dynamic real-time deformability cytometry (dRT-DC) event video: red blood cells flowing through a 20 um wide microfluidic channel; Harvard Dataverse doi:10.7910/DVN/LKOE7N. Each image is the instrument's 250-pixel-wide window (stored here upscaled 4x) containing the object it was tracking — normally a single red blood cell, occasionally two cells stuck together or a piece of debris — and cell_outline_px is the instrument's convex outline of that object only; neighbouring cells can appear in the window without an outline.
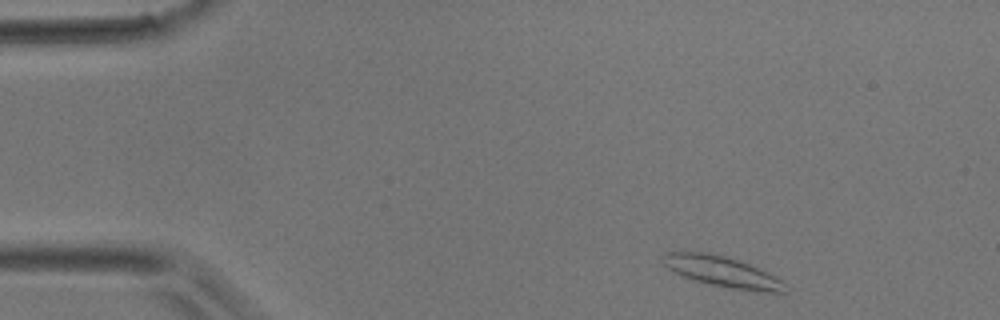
{"species": "common noctule bat (a hibernating species)", "species_latin": "Nyctalus noctula", "temperature_condition": "room temperature", "stored_images_in_passage": 3, "camera_frame_rate_fps": 3000, "um_per_image_px": 0.085, "animal": {"sex": "male", "body_mass_g": 17.9}, "frame": {"image": 1, "passage_image": 1, "time_ms": 0.0, "image_size_px": [1000, 320], "cell_outline_px": [[784, 292], [764, 292], [728, 288], [696, 280], [672, 272], [660, 260], [660, 256], [664, 252], [704, 252], [724, 256], [760, 268], [776, 276], [784, 284]], "centroid_in_image_um": [61.34, 23.08], "position_along_channel_um": 23.7, "area_um2": 21.56}}